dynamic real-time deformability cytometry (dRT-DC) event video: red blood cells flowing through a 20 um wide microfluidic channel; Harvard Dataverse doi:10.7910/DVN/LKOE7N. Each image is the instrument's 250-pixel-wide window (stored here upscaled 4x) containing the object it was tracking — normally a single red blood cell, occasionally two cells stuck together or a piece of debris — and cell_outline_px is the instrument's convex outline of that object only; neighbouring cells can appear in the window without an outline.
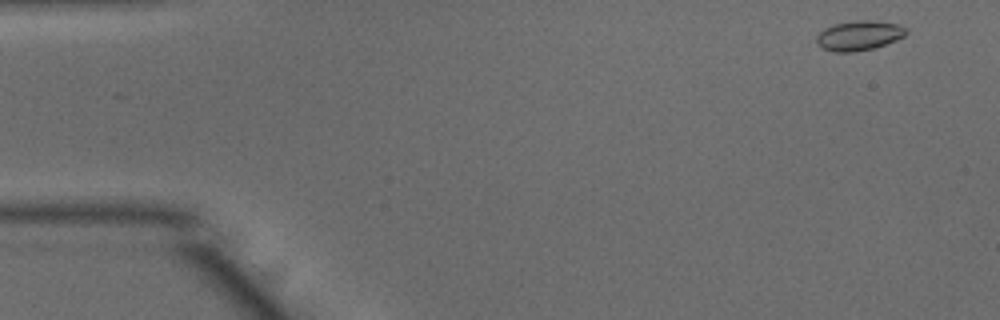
{"species": "common noctule bat (a hibernating species)", "species_latin": "Nyctalus noctula", "temperature_condition": "warm", "stored_images_in_passage": 48, "camera_frame_rate_fps": 3000, "um_per_image_px": 0.085, "animal": {"sex": "male", "body_mass_g": 15.6}, "frame": {"image": 1, "passage_image": 1, "time_ms": 0.0, "image_size_px": [1000, 320], "cell_outline_px": [[908, 32], [904, 36], [896, 40], [872, 48], [852, 52], [836, 52], [824, 48], [816, 44], [816, 36], [824, 28], [832, 24], [856, 20], [872, 20], [896, 24], [904, 28]], "centroid_in_image_um": [72.97, 3.01], "position_along_channel_um": 12.0, "area_um2": 15.37}}
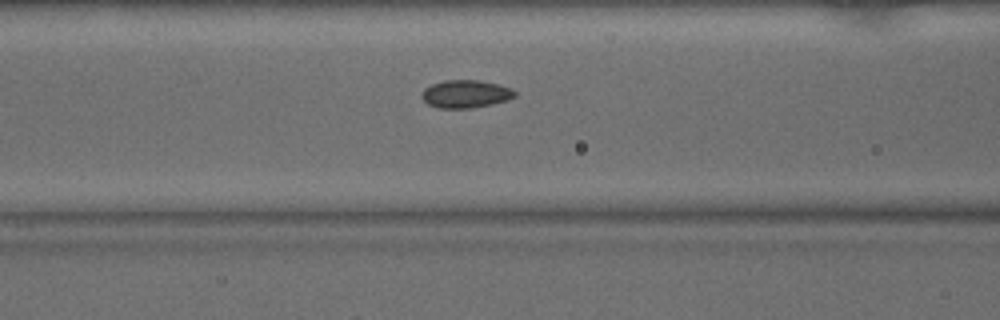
{"frame": {"image": 2, "passage_image": 18, "time_ms": 5.667, "image_size_px": [1000, 320], "cell_outline_px": [[516, 96], [508, 100], [492, 104], [472, 108], [440, 108], [428, 104], [420, 96], [424, 88], [432, 84], [444, 80], [480, 80], [512, 88], [516, 92]], "centroid_in_image_um": [39.58, 7.98], "position_along_channel_um": 127.0, "area_um2": 15.14}}
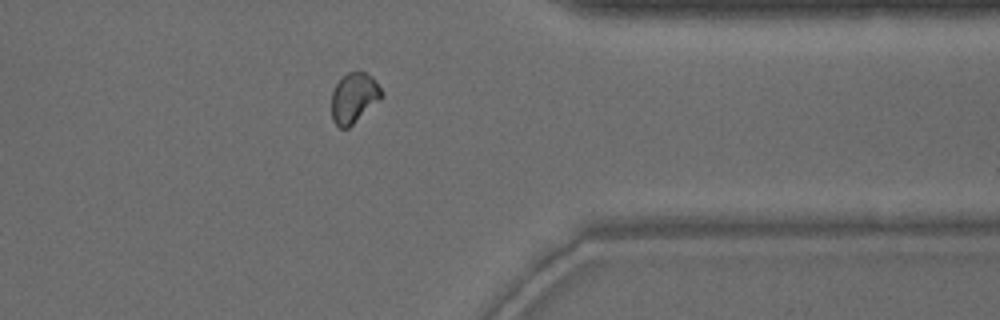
{"frame": {"image": 3, "passage_image": 38, "time_ms": 12.333, "image_size_px": [1000, 320], "cell_outline_px": [[380, 100], [348, 128], [340, 128], [332, 120], [332, 92], [336, 84], [348, 72], [364, 72], [372, 76], [380, 88]], "centroid_in_image_um": [30.06, 8.33], "position_along_channel_um": 381.3, "area_um2": 14.28}, "authors_computed_cell_mechanics": {"area_um2": 14.8835, "velocity_mm_per_s": 3.9845, "shape_relaxation_time_tau1_ms": null, "shape_relaxation_time_tau2_ms": 2.2476, "deformation_change_tau1": null, "deformation_change_tau2": 0.0573}}